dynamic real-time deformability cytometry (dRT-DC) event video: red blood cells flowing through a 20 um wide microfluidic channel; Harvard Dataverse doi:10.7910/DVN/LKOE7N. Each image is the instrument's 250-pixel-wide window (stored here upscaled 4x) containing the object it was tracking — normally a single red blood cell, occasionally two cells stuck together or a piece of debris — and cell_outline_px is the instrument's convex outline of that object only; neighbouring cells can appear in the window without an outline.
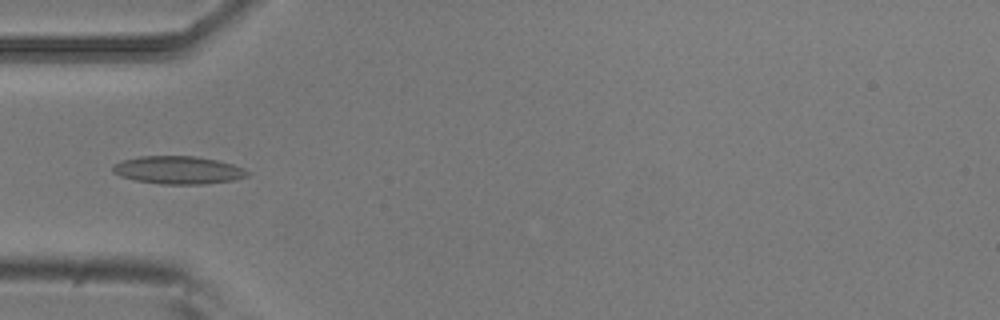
{"species": "common noctule bat (a hibernating species)", "species_latin": "Nyctalus noctula", "temperature_condition": "room temperature", "stored_images_in_passage": 8, "camera_frame_rate_fps": 3000, "um_per_image_px": 0.085, "animal": {"sex": "male", "body_mass_g": 20.5, "forearm_length_mm": 52.5}, "frame": {"image": 1, "passage_image": 4, "time_ms": 1.0, "image_size_px": [1000, 320], "cell_outline_px": [[252, 172], [248, 176], [232, 180], [204, 184], [160, 184], [136, 180], [120, 176], [112, 172], [112, 168], [116, 164], [124, 160], [140, 156], [192, 156], [216, 160], [232, 164], [244, 168]], "centroid_in_image_um": [15.18, 14.46], "position_along_channel_um": 69.8, "area_um2": 21.73}}
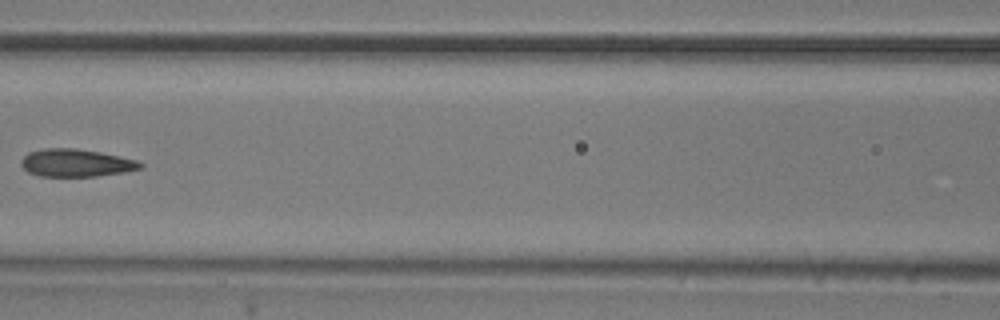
{"frame": {"image": 2, "passage_image": 6, "time_ms": 1.667, "image_size_px": [1000, 320], "cell_outline_px": [[144, 168], [124, 172], [96, 176], [40, 176], [28, 172], [20, 164], [20, 160], [28, 152], [44, 148], [76, 148], [100, 152], [120, 156], [136, 160], [144, 164]], "centroid_in_image_um": [6.47, 13.84], "position_along_channel_um": 160.1, "area_um2": 19.31}}
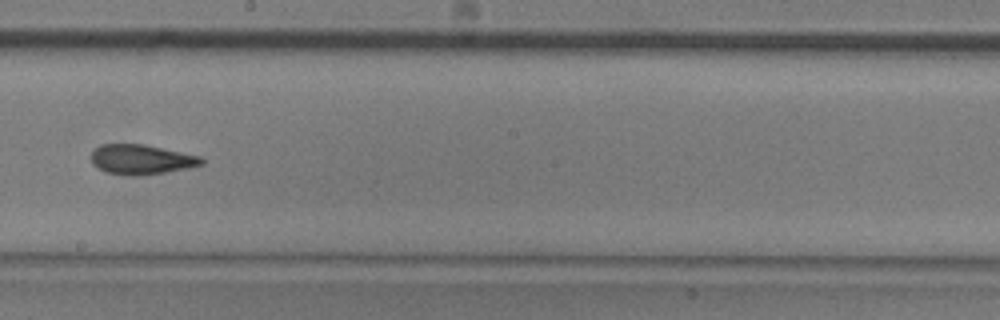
{"frame": {"image": 3, "passage_image": 8, "time_ms": 2.333, "image_size_px": [1000, 320], "cell_outline_px": [[204, 164], [188, 168], [140, 176], [124, 176], [104, 172], [92, 164], [92, 152], [100, 144], [144, 144], [200, 156], [204, 160]], "centroid_in_image_um": [11.99, 13.57], "position_along_channel_um": 236.2, "area_um2": 19.31}}